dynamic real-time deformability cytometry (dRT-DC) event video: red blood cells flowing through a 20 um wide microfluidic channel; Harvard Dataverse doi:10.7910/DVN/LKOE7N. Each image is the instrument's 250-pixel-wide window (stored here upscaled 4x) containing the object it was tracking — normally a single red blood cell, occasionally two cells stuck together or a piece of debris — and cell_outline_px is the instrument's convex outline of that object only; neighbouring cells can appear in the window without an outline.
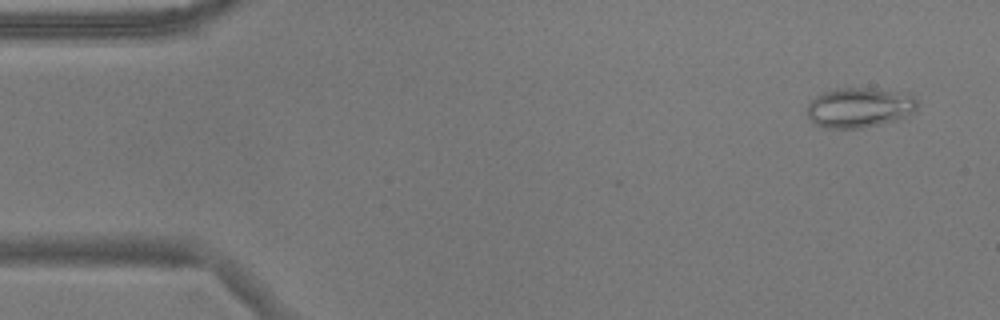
{"species": "common noctule bat (a hibernating species)", "species_latin": "Nyctalus noctula", "temperature_condition": "warm", "stored_images_in_passage": 54, "camera_frame_rate_fps": 3000, "um_per_image_px": 0.085, "animal": {"sex": "male", "body_mass_g": 17.9}, "frame": {"image": 1, "passage_image": 3, "time_ms": 0.667, "image_size_px": [1000, 320], "cell_outline_px": [[916, 108], [912, 112], [904, 116], [892, 120], [860, 128], [824, 128], [816, 124], [804, 112], [808, 100], [824, 92], [836, 88], [868, 88], [908, 92], [916, 100]], "centroid_in_image_um": [72.97, 9.12], "position_along_channel_um": 12.0, "area_um2": 25.61}}
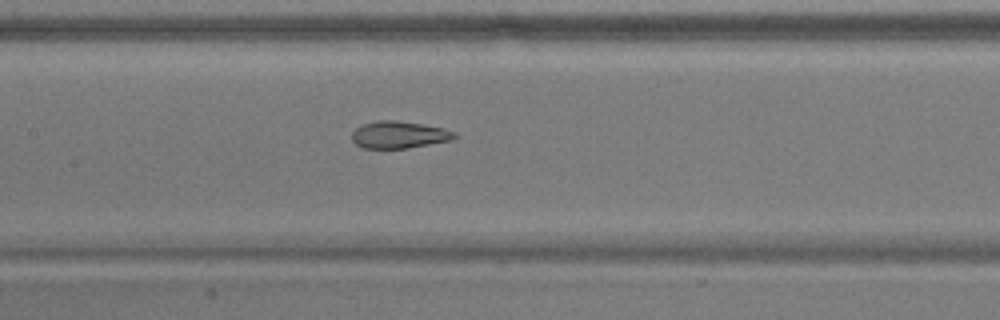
{"frame": {"image": 2, "passage_image": 25, "time_ms": 8.0, "image_size_px": [1000, 320], "cell_outline_px": [[460, 136], [448, 140], [408, 148], [364, 148], [356, 144], [352, 140], [352, 132], [356, 128], [364, 124], [376, 120], [396, 120], [444, 128], [456, 132]], "centroid_in_image_um": [33.91, 11.45], "position_along_channel_um": 173.5, "area_um2": 16.07}}
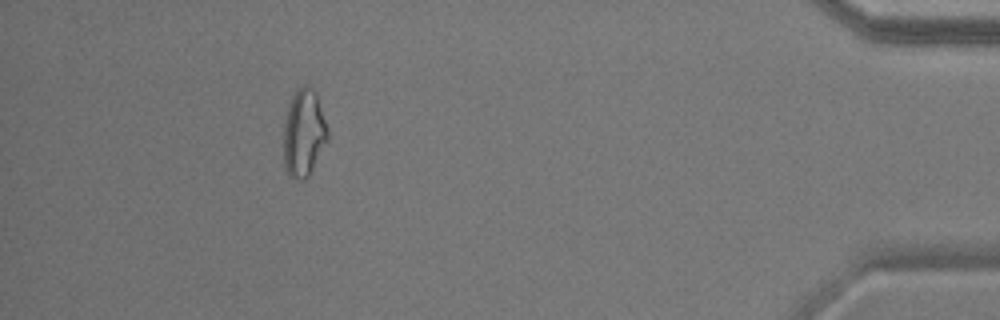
{"frame": {"image": 3, "passage_image": 49, "time_ms": 16.0, "image_size_px": [1000, 320], "cell_outline_px": [[328, 140], [308, 176], [304, 180], [296, 180], [288, 176], [284, 168], [284, 124], [288, 104], [296, 88], [304, 84], [308, 84], [316, 92], [328, 128]], "centroid_in_image_um": [25.81, 11.29], "position_along_channel_um": 409.4, "area_um2": 22.77}, "authors_computed_cell_mechanics": {"area_um2": 20.3745, "velocity_mm_per_s": 3.6857, "shape_relaxation_time_tau1_ms": null, "shape_relaxation_time_tau2_ms": 1.9293, "deformation_change_tau1": null, "deformation_change_tau2": 0.0951}}